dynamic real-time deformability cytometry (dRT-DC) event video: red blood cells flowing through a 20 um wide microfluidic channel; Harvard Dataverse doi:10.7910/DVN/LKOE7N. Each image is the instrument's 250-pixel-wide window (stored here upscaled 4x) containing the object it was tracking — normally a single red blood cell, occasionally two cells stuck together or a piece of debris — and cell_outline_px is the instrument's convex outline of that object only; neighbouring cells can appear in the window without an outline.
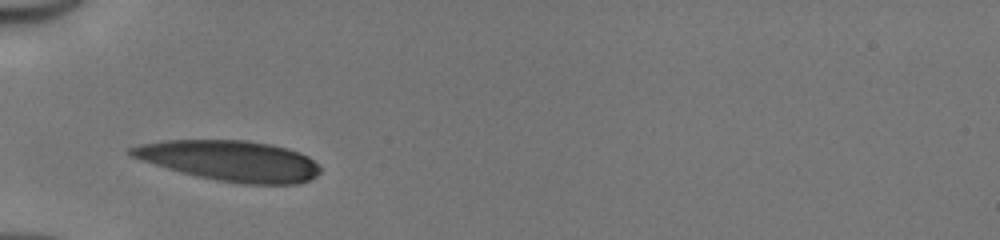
{"species": "human", "species_latin": "Homo sapiens", "temperature_condition": "cold", "stored_images_in_passage": 26, "camera_frame_rate_fps": 3000, "um_per_image_px": 0.085, "donor": {"sex": "male"}, "frame": {"image": 1, "passage_image": 1, "time_ms": 0.0, "image_size_px": [1000, 240], "cell_outline_px": [[320, 172], [316, 176], [300, 184], [240, 184], [216, 180], [180, 172], [132, 156], [128, 152], [128, 148], [140, 144], [164, 140], [244, 140], [272, 144], [288, 148], [300, 152], [308, 156], [320, 168]], "centroid_in_image_um": [19.59, 13.66], "position_along_channel_um": 65.4, "area_um2": 44.51}}
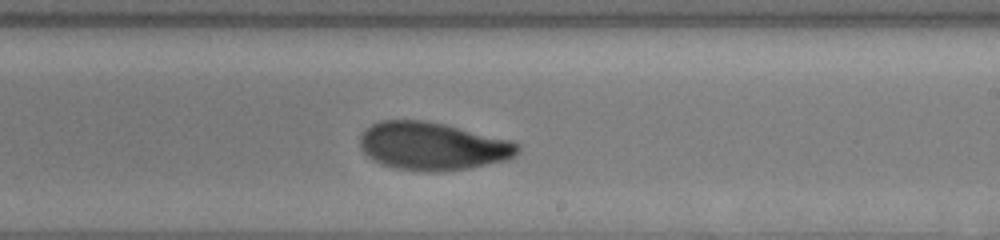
{"frame": {"image": 2, "passage_image": 15, "time_ms": 4.667, "image_size_px": [1000, 240], "cell_outline_px": [[520, 152], [508, 160], [468, 168], [436, 172], [424, 172], [396, 168], [372, 160], [364, 152], [360, 144], [360, 136], [372, 124], [380, 120], [424, 120], [444, 124], [512, 140], [520, 144]], "centroid_in_image_um": [36.81, 12.42], "position_along_channel_um": 252.2, "area_um2": 44.1}}
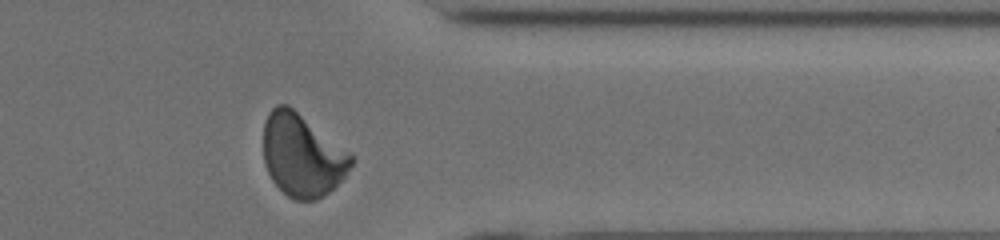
{"frame": {"image": 3, "passage_image": 25, "time_ms": 8.0, "image_size_px": [1000, 240], "cell_outline_px": [[356, 160], [344, 176], [328, 192], [316, 200], [292, 200], [272, 180], [264, 164], [264, 124], [268, 112], [276, 104], [288, 104], [352, 152], [356, 156]], "centroid_in_image_um": [25.71, 13.17], "position_along_channel_um": 385.7, "area_um2": 42.6}, "authors_computed_cell_mechanics": {"area_um2": 44.1014, "velocity_mm_per_s": 4.1531, "shape_relaxation_time_tau1_ms": 4.3047, "shape_relaxation_time_tau2_ms": 1.6381, "deformation_change_tau1": 0.1706, "deformation_change_tau2": 0.0653}}